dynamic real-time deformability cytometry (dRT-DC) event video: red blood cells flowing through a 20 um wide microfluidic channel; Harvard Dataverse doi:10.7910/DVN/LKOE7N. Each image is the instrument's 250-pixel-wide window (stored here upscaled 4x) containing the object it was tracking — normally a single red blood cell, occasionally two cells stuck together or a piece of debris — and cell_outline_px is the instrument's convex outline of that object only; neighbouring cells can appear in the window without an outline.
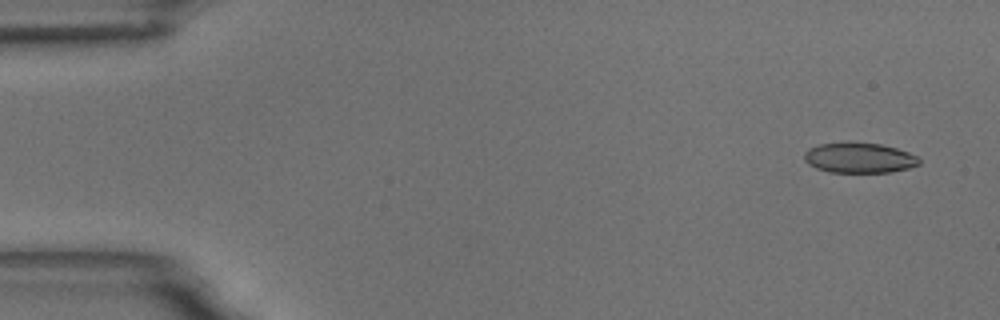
{"species": "common noctule bat (a hibernating species)", "species_latin": "Nyctalus noctula", "temperature_condition": "room temperature", "stored_images_in_passage": 4, "camera_frame_rate_fps": 3000, "um_per_image_px": 0.085, "animal": {"sex": "male", "body_mass_g": 18.8}, "frame": {"image": 1, "passage_image": 1, "time_ms": 0.0, "image_size_px": [1000, 320], "cell_outline_px": [[920, 164], [908, 168], [888, 172], [828, 172], [816, 168], [808, 164], [804, 160], [804, 152], [808, 148], [820, 144], [880, 144], [896, 148], [908, 152], [916, 156], [920, 160]], "centroid_in_image_um": [73.02, 13.44], "position_along_channel_um": 12.0, "area_um2": 19.77}}
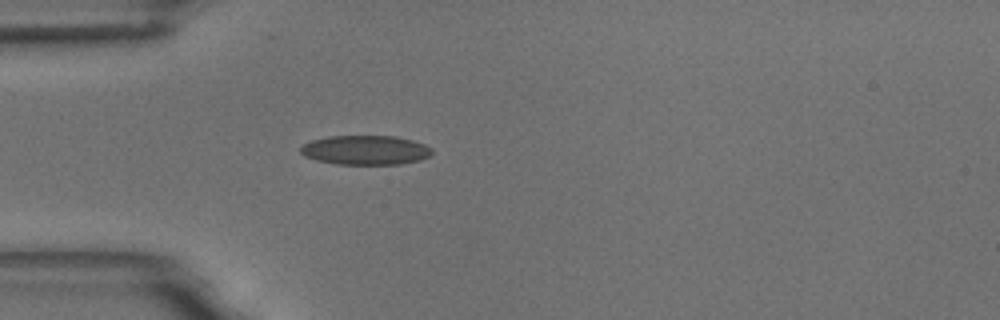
{"frame": {"image": 2, "passage_image": 4, "time_ms": 4.333, "image_size_px": [1000, 320], "cell_outline_px": [[432, 156], [420, 160], [400, 164], [336, 164], [316, 160], [304, 156], [300, 152], [300, 148], [304, 144], [312, 140], [328, 136], [396, 136], [412, 140], [424, 144], [432, 148]], "centroid_in_image_um": [31.08, 12.76], "position_along_channel_um": 53.9, "area_um2": 22.6}}